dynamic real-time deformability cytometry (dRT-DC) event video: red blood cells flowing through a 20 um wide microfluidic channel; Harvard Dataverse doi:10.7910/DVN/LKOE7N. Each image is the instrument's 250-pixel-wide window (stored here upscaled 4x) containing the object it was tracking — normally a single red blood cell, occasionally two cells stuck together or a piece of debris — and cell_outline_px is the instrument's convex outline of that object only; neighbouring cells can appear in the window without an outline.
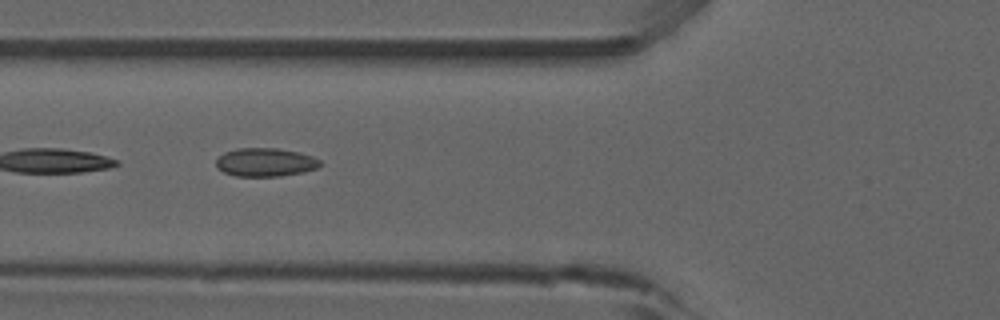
{"species": "common noctule bat (a hibernating species)", "species_latin": "Nyctalus noctula", "temperature_condition": "room temperature", "stored_images_in_passage": 8, "camera_frame_rate_fps": 3000, "um_per_image_px": 0.085, "animal": {"sex": "male", "forearm_length_mm": 52.5}, "frame": {"image": 1, "passage_image": 4, "time_ms": 1.0, "image_size_px": [1000, 320], "cell_outline_px": [[320, 164], [316, 168], [304, 172], [280, 176], [236, 176], [224, 172], [216, 168], [216, 160], [224, 152], [236, 148], [276, 148], [300, 152], [312, 156], [320, 160]], "centroid_in_image_um": [22.54, 13.79], "position_along_channel_um": 103.3, "area_um2": 17.28}}